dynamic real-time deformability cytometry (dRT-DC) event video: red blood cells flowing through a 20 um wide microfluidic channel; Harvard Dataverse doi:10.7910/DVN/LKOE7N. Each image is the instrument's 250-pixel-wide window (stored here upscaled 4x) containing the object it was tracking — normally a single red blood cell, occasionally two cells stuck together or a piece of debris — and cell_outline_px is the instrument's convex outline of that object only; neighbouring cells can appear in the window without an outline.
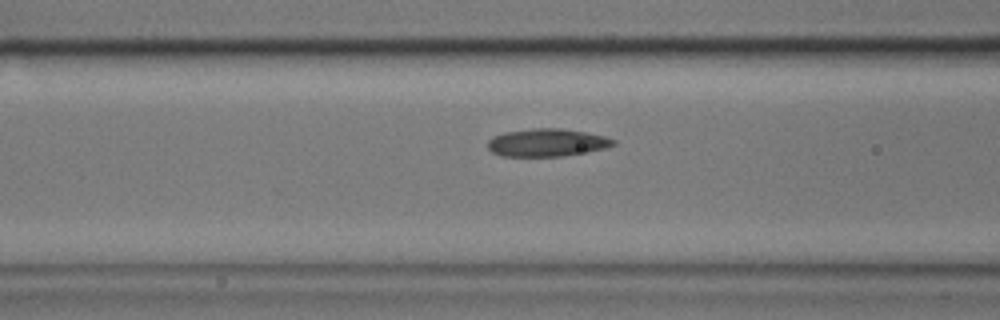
{"species": "common noctule bat (a hibernating species)", "species_latin": "Nyctalus noctula", "temperature_condition": "cold", "stored_images_in_passage": 6, "camera_frame_rate_fps": 3000, "um_per_image_px": 0.085, "animal": {"sex": "male", "body_mass_g": 17.9}, "frame": {"image": 1, "passage_image": 5, "time_ms": 1.333, "image_size_px": [1000, 320], "cell_outline_px": [[616, 144], [604, 148], [588, 152], [564, 156], [500, 156], [492, 152], [488, 148], [488, 140], [492, 136], [504, 132], [536, 128], [560, 128], [608, 136], [616, 140]], "centroid_in_image_um": [46.5, 12.12], "position_along_channel_um": 120.1, "area_um2": 20.46}}